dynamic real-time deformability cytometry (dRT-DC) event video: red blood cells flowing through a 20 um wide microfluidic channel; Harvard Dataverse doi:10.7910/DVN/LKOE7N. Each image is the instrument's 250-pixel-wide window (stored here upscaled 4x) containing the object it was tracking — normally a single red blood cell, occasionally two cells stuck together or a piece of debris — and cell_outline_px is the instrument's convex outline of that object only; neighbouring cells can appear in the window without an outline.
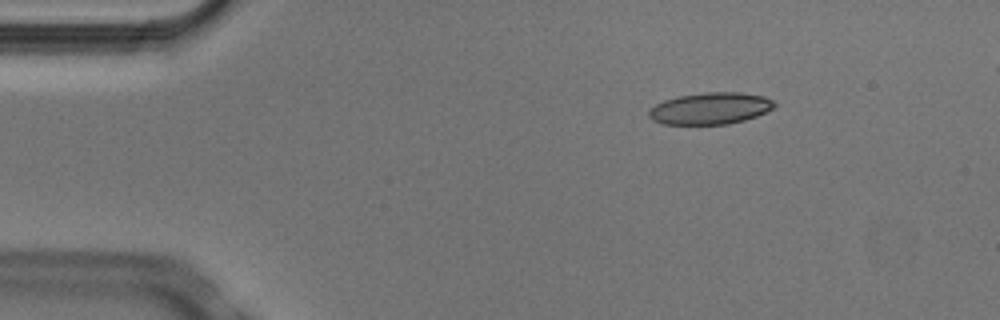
{"species": "Egyptian fruit bat (a non-hibernating species)", "species_latin": "Rousettus aegyptiacus", "temperature_condition": "cold", "stored_images_in_passage": 4, "camera_frame_rate_fps": 3000, "um_per_image_px": 0.085, "animal": {"sex": "male"}, "frame": {"image": 1, "passage_image": 1, "time_ms": 0.0, "image_size_px": [1000, 320], "cell_outline_px": [[776, 104], [772, 108], [756, 116], [744, 120], [728, 124], [660, 124], [652, 120], [648, 116], [648, 108], [664, 100], [676, 96], [704, 92], [740, 92], [764, 96], [772, 100]], "centroid_in_image_um": [60.32, 9.21], "position_along_channel_um": 24.7, "area_um2": 23.35}}